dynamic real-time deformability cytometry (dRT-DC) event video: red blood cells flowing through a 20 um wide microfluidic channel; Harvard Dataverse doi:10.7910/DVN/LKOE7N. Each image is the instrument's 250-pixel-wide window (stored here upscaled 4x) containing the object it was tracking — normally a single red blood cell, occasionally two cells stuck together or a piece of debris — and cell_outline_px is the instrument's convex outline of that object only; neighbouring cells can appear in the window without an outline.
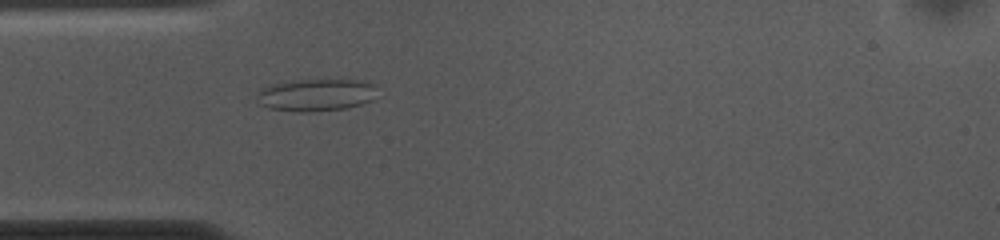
{"species": "common noctule bat (a hibernating species)", "species_latin": "Nyctalus noctula", "temperature_condition": "cold", "stored_images_in_passage": 53, "camera_frame_rate_fps": 3000, "um_per_image_px": 0.085, "animal": {"sex": "female", "body_mass_g": 10.0, "forearm_length_mm": 53.1}, "frame": {"image": 1, "passage_image": 14, "time_ms": 4.333, "image_size_px": [1000, 240], "cell_outline_px": [[376, 84], [372, 100], [360, 104], [344, 108], [308, 112], [296, 112], [268, 108], [260, 104], [256, 96], [260, 88], [272, 84], [296, 80], [344, 76], [368, 80]], "centroid_in_image_um": [26.92, 8.0], "position_along_channel_um": 58.1, "area_um2": 23.7}}
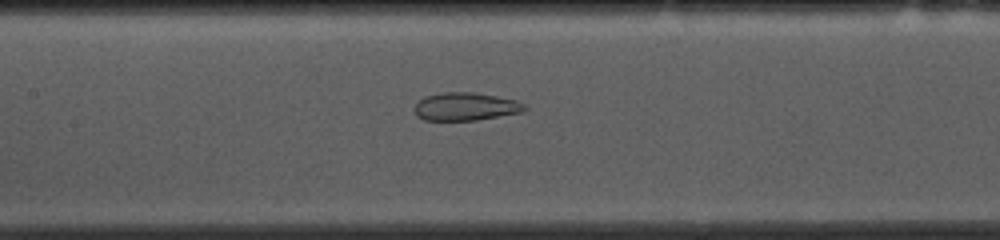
{"frame": {"image": 2, "passage_image": 23, "time_ms": 7.333, "image_size_px": [1000, 240], "cell_outline_px": [[528, 108], [520, 112], [476, 120], [424, 120], [416, 116], [412, 108], [424, 96], [444, 92], [472, 92], [496, 96], [516, 100], [524, 104]], "centroid_in_image_um": [39.52, 9.05], "position_along_channel_um": 167.9, "area_um2": 17.92}}
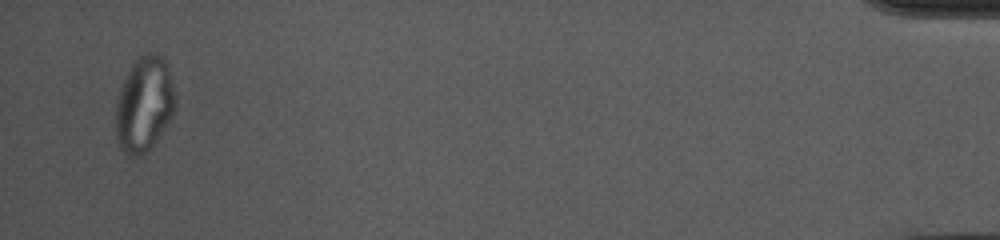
{"frame": {"image": 3, "passage_image": 51, "time_ms": 16.667, "image_size_px": [1000, 240], "cell_outline_px": [[176, 100], [172, 116], [152, 148], [140, 156], [128, 156], [120, 148], [116, 140], [116, 104], [120, 88], [132, 64], [140, 52], [156, 52], [168, 64], [176, 96]], "centroid_in_image_um": [12.27, 8.85], "position_along_channel_um": 422.9, "area_um2": 33.47}, "authors_computed_cell_mechanics": {"area_um2": 26.4724, "velocity_mm_per_s": 3.6853, "shape_relaxation_time_tau1_ms": null, "shape_relaxation_time_tau2_ms": 1.5492, "deformation_change_tau1": null, "deformation_change_tau2": 0.065}}